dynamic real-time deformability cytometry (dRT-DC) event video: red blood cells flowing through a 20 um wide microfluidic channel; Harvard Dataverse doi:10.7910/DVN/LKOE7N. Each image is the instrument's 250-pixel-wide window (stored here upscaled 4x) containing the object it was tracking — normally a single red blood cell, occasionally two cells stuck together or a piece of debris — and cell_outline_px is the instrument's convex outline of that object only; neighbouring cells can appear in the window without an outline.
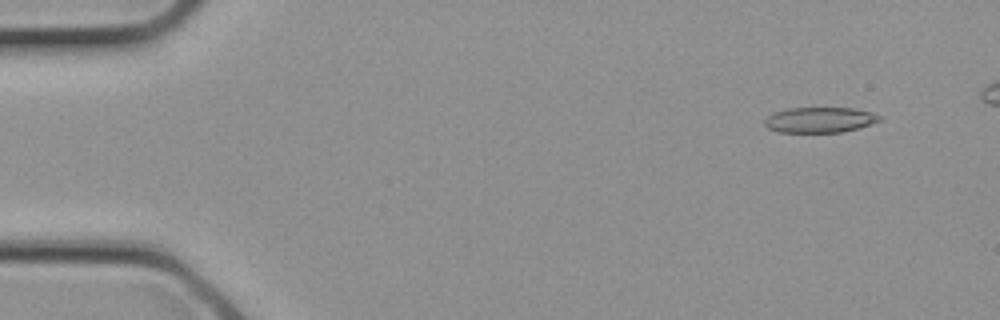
{"species": "common noctule bat (a hibernating species)", "species_latin": "Nyctalus noctula", "temperature_condition": "cold", "stored_images_in_passage": 4, "camera_frame_rate_fps": 3000, "um_per_image_px": 0.085, "animal": {"sex": "female", "body_mass_g": 21.9}, "frame": {"image": 1, "passage_image": 1, "time_ms": 0.0, "image_size_px": [1000, 320], "cell_outline_px": [[884, 120], [856, 128], [840, 132], [780, 132], [768, 128], [764, 124], [764, 120], [772, 112], [784, 108], [856, 108], [872, 112], [884, 116]], "centroid_in_image_um": [69.7, 10.17], "position_along_channel_um": 15.3, "area_um2": 17.22}}
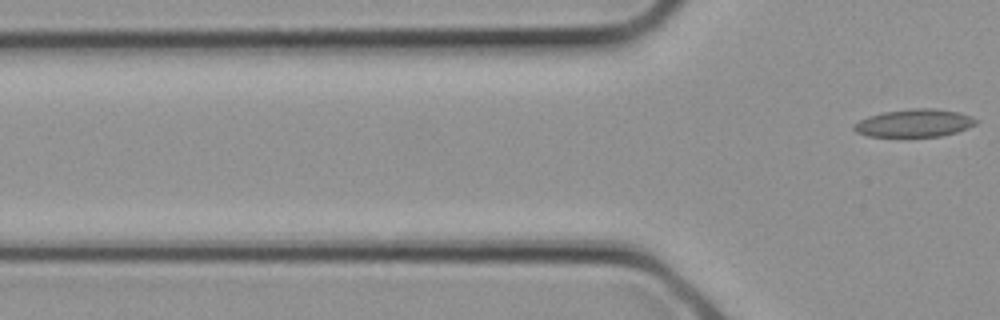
{"frame": {"image": 2, "passage_image": 4, "time_ms": 1.0, "image_size_px": [1000, 320], "cell_outline_px": [[980, 120], [976, 124], [968, 128], [956, 132], [940, 136], [900, 140], [868, 136], [856, 132], [852, 128], [852, 124], [868, 116], [884, 112], [912, 108], [936, 108], [960, 112]], "centroid_in_image_um": [77.68, 10.51], "position_along_channel_um": 48.1, "area_um2": 20.87}}